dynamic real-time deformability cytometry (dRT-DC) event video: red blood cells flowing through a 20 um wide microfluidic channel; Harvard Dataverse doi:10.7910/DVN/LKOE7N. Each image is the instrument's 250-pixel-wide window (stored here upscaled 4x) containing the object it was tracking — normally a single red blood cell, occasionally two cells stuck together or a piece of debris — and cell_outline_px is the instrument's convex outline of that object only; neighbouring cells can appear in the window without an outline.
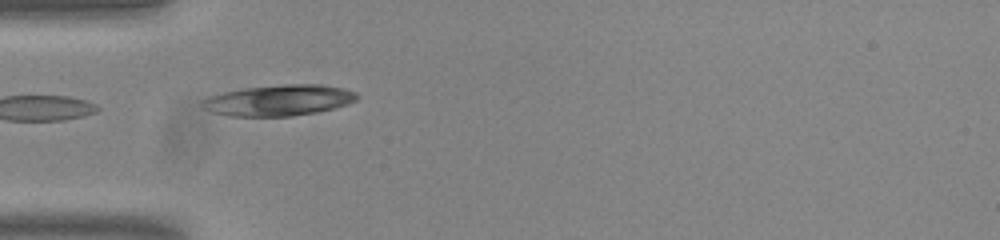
{"species": "common noctule bat (a hibernating species)", "species_latin": "Nyctalus noctula", "temperature_condition": "room temperature", "stored_images_in_passage": 22, "camera_frame_rate_fps": 3000, "um_per_image_px": 0.085, "animal": {"sex": "male", "body_mass_g": 20.0, "forearm_length_mm": 53.3}, "frame": {"image": 1, "passage_image": 1, "time_ms": 0.0, "image_size_px": [1000, 240], "cell_outline_px": [[360, 96], [356, 100], [348, 104], [336, 108], [316, 112], [292, 116], [228, 116], [212, 112], [204, 108], [200, 104], [208, 96], [224, 92], [244, 88], [284, 84], [320, 84], [344, 88], [356, 92]], "centroid_in_image_um": [23.74, 8.52], "position_along_channel_um": 61.3, "area_um2": 28.03}}